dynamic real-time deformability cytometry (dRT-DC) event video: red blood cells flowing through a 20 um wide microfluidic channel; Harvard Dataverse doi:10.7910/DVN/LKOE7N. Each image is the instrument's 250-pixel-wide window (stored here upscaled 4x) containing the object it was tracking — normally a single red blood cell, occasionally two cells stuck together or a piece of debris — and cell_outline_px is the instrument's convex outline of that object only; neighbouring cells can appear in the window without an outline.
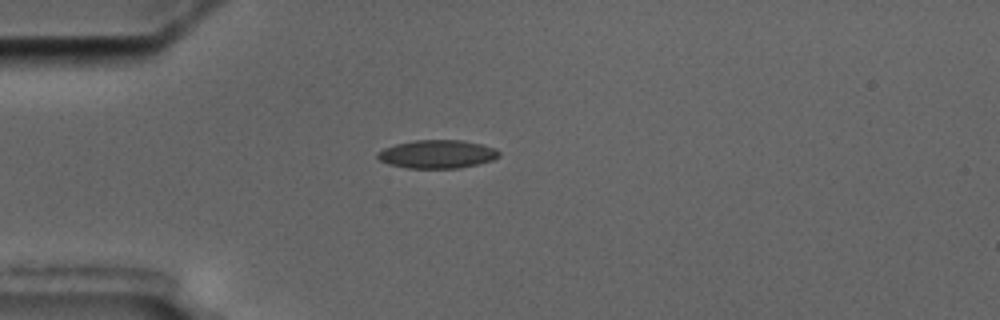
{"species": "common noctule bat (a hibernating species)", "species_latin": "Nyctalus noctula", "temperature_condition": "cold", "stored_images_in_passage": 14, "camera_frame_rate_fps": 3000, "um_per_image_px": 0.085, "animal": {"sex": "male", "body_mass_g": 17.5, "forearm_length_mm": 52.3}, "frame": {"image": 1, "passage_image": 3, "time_ms": 5.667, "image_size_px": [1000, 320], "cell_outline_px": [[500, 156], [492, 160], [460, 168], [408, 168], [388, 164], [380, 160], [376, 156], [376, 152], [384, 148], [396, 144], [416, 140], [464, 140], [496, 148], [500, 152]], "centroid_in_image_um": [37.16, 13.1], "position_along_channel_um": 47.8, "area_um2": 20.06}}
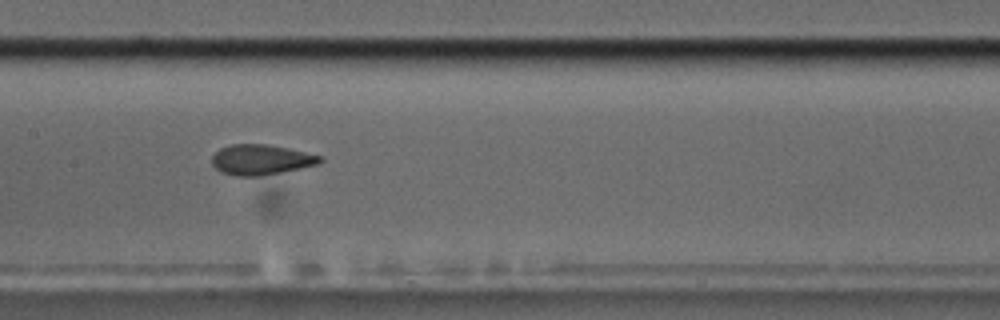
{"frame": {"image": 2, "passage_image": 7, "time_ms": 10.0, "image_size_px": [1000, 320], "cell_outline_px": [[324, 160], [320, 164], [260, 176], [236, 176], [220, 172], [212, 164], [212, 156], [220, 148], [232, 144], [264, 144], [288, 148], [320, 156]], "centroid_in_image_um": [22.17, 13.58], "position_along_channel_um": 185.2, "area_um2": 18.96}}
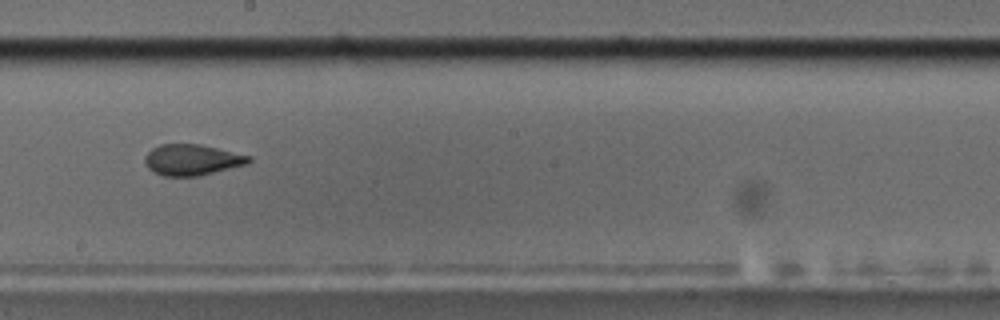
{"frame": {"image": 3, "passage_image": 8, "time_ms": 11.333, "image_size_px": [1000, 320], "cell_outline_px": [[252, 160], [248, 164], [200, 176], [164, 176], [148, 168], [144, 164], [144, 156], [152, 148], [160, 144], [200, 144], [252, 156]], "centroid_in_image_um": [16.33, 13.58], "position_along_channel_um": 231.9, "area_um2": 18.9}, "authors_computed_cell_mechanics": {"area_um2": 19.363, "velocity_mm_per_s": 3.5225, "shape_relaxation_time_tau1_ms": null, "shape_relaxation_time_tau2_ms": 3.4453, "deformation_change_tau1": null, "deformation_change_tau2": 0.0747}}